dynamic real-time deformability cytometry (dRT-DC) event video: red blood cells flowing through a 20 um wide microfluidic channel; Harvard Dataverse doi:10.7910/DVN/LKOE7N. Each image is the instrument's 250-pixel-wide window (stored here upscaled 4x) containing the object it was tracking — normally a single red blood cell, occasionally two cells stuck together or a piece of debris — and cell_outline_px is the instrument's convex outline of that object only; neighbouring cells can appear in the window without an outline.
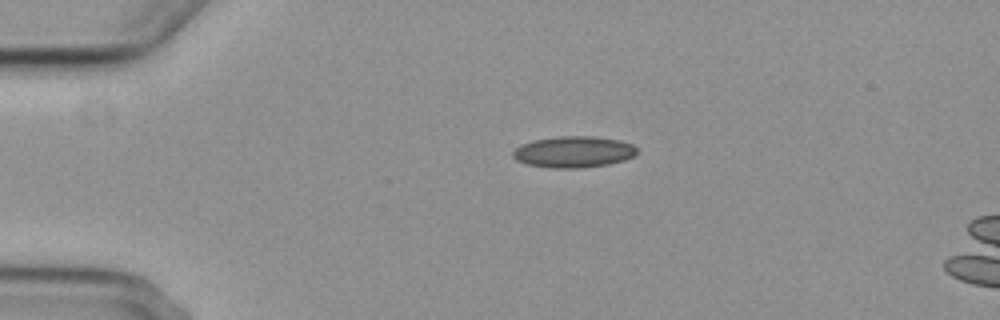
{"species": "common noctule bat (a hibernating species)", "species_latin": "Nyctalus noctula", "temperature_condition": "cold", "stored_images_in_passage": 2, "camera_frame_rate_fps": 3000, "um_per_image_px": 0.085, "animal": {"sex": "female", "body_mass_g": 29.2, "forearm_length_mm": 56.3}, "frame": {"image": 1, "passage_image": 1, "time_ms": 0.0, "image_size_px": [1000, 320], "cell_outline_px": [[636, 156], [624, 160], [608, 164], [576, 168], [548, 168], [528, 164], [516, 160], [512, 156], [512, 152], [520, 144], [532, 140], [560, 136], [596, 136], [620, 140], [632, 144], [636, 148]], "centroid_in_image_um": [48.74, 12.9], "position_along_channel_um": 36.3, "area_um2": 22.77}}